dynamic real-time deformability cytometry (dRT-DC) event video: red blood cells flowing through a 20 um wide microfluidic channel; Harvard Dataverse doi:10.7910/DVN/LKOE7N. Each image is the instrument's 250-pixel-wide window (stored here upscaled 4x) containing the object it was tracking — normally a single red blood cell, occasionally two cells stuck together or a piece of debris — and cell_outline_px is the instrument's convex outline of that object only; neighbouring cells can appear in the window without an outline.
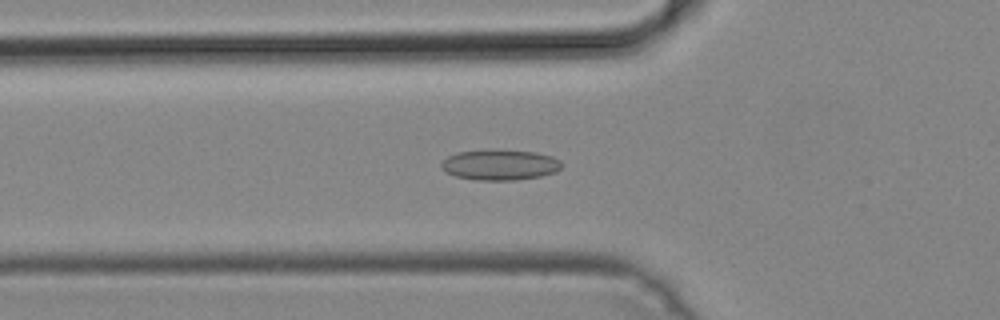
{"species": "common noctule bat (a hibernating species)", "species_latin": "Nyctalus noctula", "temperature_condition": "cold", "stored_images_in_passage": 39, "camera_frame_rate_fps": 3000, "um_per_image_px": 0.085, "animal": {"sex": "male", "body_mass_g": 19.2, "forearm_length_mm": 51.8}, "frame": {"image": 1, "passage_image": 9, "time_ms": 2.667, "image_size_px": [1000, 320], "cell_outline_px": [[560, 168], [556, 172], [540, 176], [516, 180], [480, 180], [456, 176], [440, 168], [440, 164], [448, 156], [456, 152], [536, 152], [552, 156], [560, 160]], "centroid_in_image_um": [42.51, 14.05], "position_along_channel_um": 83.3, "area_um2": 20.52}}
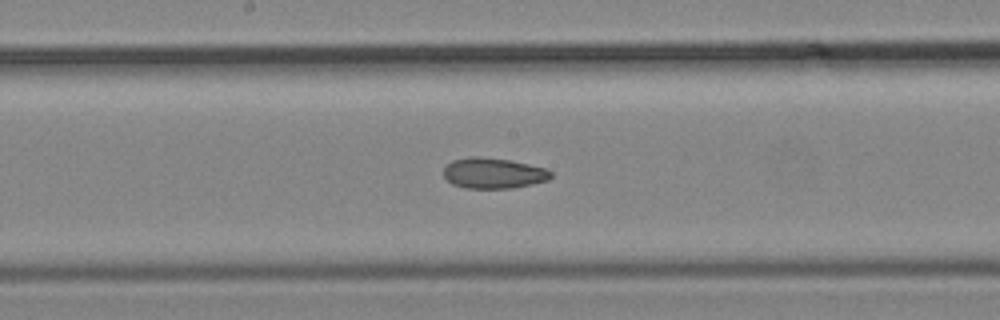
{"frame": {"image": 2, "passage_image": 18, "time_ms": 5.667, "image_size_px": [1000, 320], "cell_outline_px": [[552, 176], [548, 180], [532, 184], [512, 188], [464, 188], [452, 184], [444, 176], [444, 168], [452, 160], [468, 156], [480, 156], [508, 160], [528, 164], [544, 168], [552, 172]], "centroid_in_image_um": [41.92, 14.72], "position_along_channel_um": 206.3, "area_um2": 19.13}}
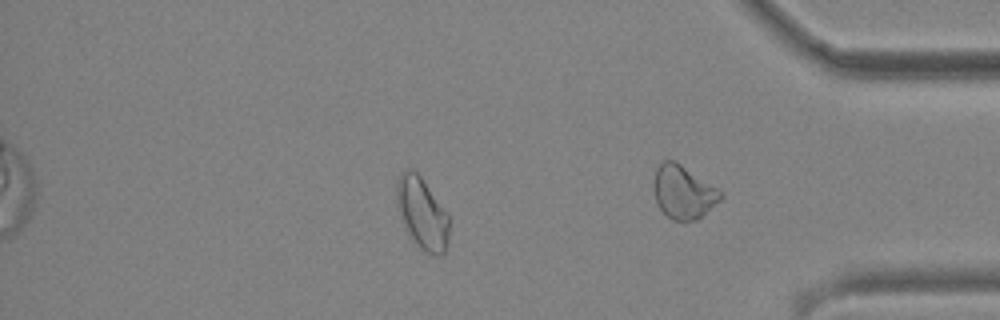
{"frame": {"image": 3, "passage_image": 31, "time_ms": 10.0, "image_size_px": [1000, 320], "cell_outline_px": [[448, 240], [444, 252], [436, 256], [420, 248], [412, 240], [404, 224], [396, 204], [396, 180], [400, 172], [404, 168], [412, 168], [420, 176], [448, 212]], "centroid_in_image_um": [35.85, 18.07], "position_along_channel_um": 399.3, "area_um2": 21.91}}